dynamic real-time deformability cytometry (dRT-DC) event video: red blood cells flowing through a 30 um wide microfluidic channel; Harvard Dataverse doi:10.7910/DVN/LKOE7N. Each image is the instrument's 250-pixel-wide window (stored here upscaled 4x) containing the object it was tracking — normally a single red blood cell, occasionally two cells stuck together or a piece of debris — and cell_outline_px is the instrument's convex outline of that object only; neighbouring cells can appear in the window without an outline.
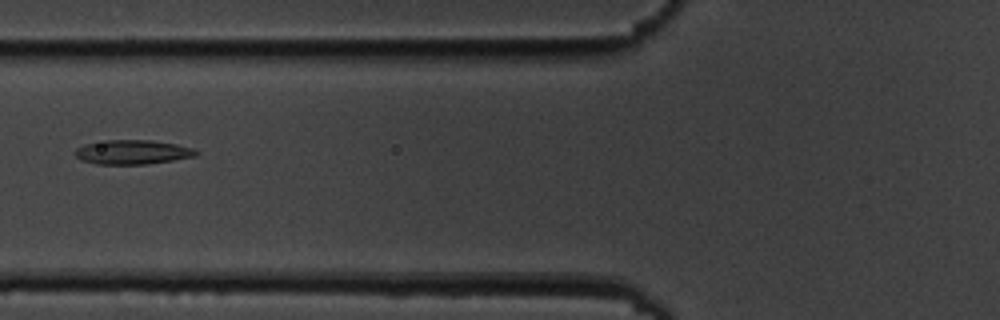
{"species": "common noctule bat (a hibernating species)", "species_latin": "Nyctalus noctula", "temperature_condition": "cold", "stored_images_in_passage": 7, "camera_frame_rate_fps": 3000, "um_per_image_px": 0.085, "animal": {"sex": "male", "body_mass_g": 19.5, "forearm_length_mm": 54.6}, "frame": {"image": 1, "passage_image": 7, "time_ms": 7.0, "image_size_px": [1000, 320], "cell_outline_px": [[200, 152], [196, 156], [148, 164], [96, 164], [80, 160], [72, 152], [76, 148], [84, 144], [108, 140], [152, 140], [176, 144], [196, 148]], "centroid_in_image_um": [11.27, 12.93], "position_along_channel_um": 114.5, "area_um2": 17.34}}